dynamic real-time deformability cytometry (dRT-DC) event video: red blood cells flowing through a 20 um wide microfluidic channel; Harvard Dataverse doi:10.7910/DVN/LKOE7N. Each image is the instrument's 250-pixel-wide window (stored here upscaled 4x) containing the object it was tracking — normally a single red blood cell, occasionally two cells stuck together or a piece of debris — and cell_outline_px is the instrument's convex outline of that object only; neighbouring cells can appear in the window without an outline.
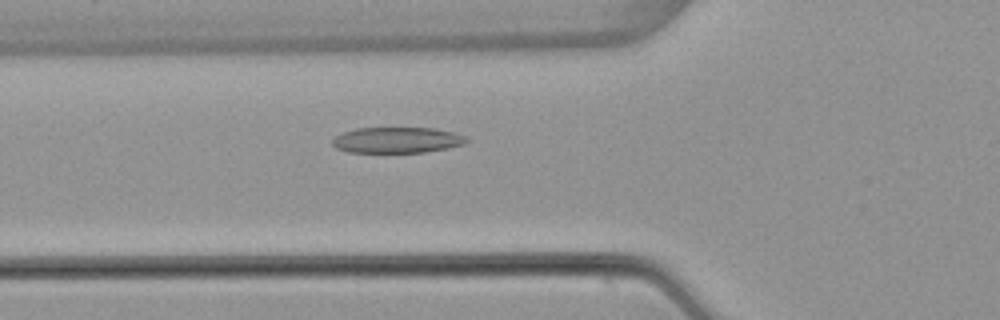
{"species": "common noctule bat (a hibernating species)", "species_latin": "Nyctalus noctula", "temperature_condition": "warm", "stored_images_in_passage": 39, "camera_frame_rate_fps": 3000, "um_per_image_px": 0.085, "animal": {"sex": "female", "body_mass_g": 22.7, "forearm_length_mm": 54.2}, "frame": {"image": 1, "passage_image": 5, "time_ms": 1.333, "image_size_px": [1000, 320], "cell_outline_px": [[468, 140], [464, 144], [448, 148], [424, 152], [348, 152], [336, 148], [332, 144], [332, 140], [336, 136], [344, 132], [356, 128], [436, 128], [452, 132], [464, 136]], "centroid_in_image_um": [33.74, 11.9], "position_along_channel_um": 92.1, "area_um2": 20.06}}
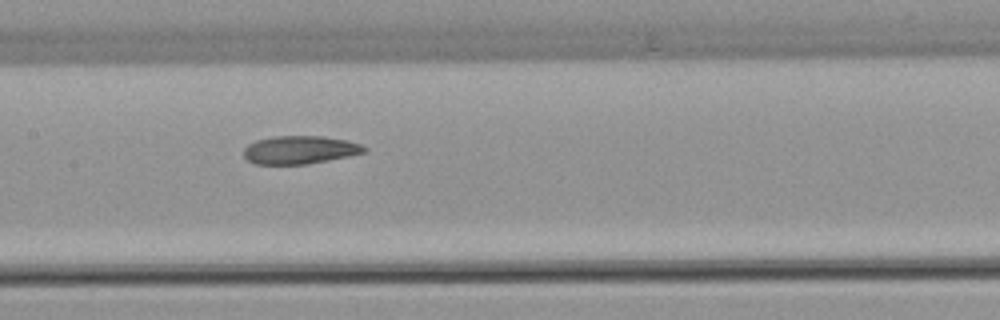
{"frame": {"image": 2, "passage_image": 12, "time_ms": 3.667, "image_size_px": [1000, 320], "cell_outline_px": [[368, 152], [308, 164], [256, 164], [248, 160], [244, 156], [244, 148], [248, 144], [256, 140], [276, 136], [324, 136], [348, 140], [360, 144], [368, 148]], "centroid_in_image_um": [25.52, 12.73], "position_along_channel_um": 181.9, "area_um2": 19.83}}
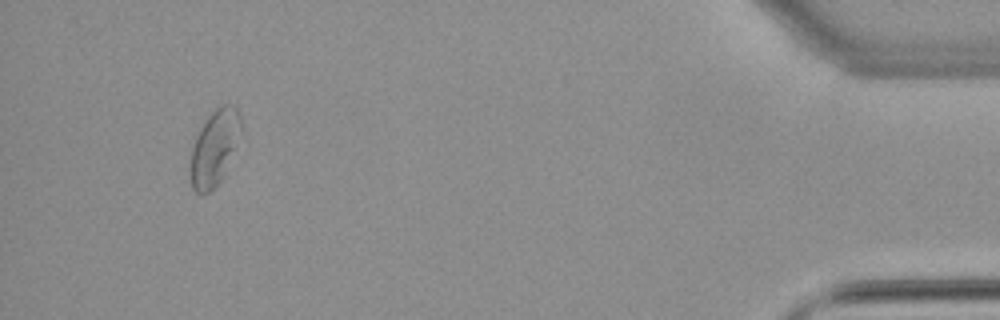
{"frame": {"image": 3, "passage_image": 36, "time_ms": 11.667, "image_size_px": [1000, 320], "cell_outline_px": [[244, 136], [220, 180], [208, 192], [196, 192], [192, 188], [188, 168], [192, 148], [196, 136], [204, 120], [216, 108], [224, 104], [232, 104], [240, 112], [244, 128]], "centroid_in_image_um": [18.28, 12.5], "position_along_channel_um": 416.9, "area_um2": 23.0}, "authors_computed_cell_mechanics": {"area_um2": 20.6346, "velocity_mm_per_s": 3.8262, "shape_relaxation_time_tau1_ms": null, "shape_relaxation_time_tau2_ms": 4.4342, "deformation_change_tau1": null, "deformation_change_tau2": 0.1318}}